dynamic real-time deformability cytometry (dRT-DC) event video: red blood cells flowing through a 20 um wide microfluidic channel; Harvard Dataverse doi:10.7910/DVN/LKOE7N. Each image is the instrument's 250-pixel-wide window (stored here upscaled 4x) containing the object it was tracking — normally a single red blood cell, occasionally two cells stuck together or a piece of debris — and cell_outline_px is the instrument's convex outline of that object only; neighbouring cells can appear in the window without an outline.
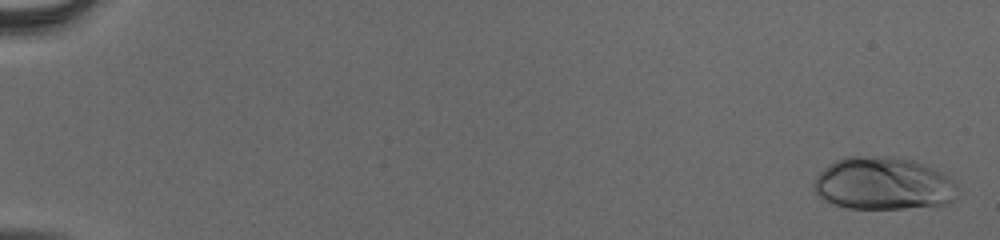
{"species": "human", "species_latin": "Homo sapiens", "temperature_condition": "cold", "stored_images_in_passage": 55, "camera_frame_rate_fps": 3000, "um_per_image_px": 0.085, "donor": {"sex": "male"}, "frame": {"image": 1, "passage_image": 2, "time_ms": 0.333, "image_size_px": [1000, 240], "cell_outline_px": [[956, 184], [952, 200], [948, 204], [904, 208], [848, 208], [824, 200], [812, 188], [812, 184], [816, 176], [828, 164], [844, 156], [892, 156], [916, 160], [948, 176]], "centroid_in_image_um": [75.03, 15.58], "position_along_channel_um": 10.0, "area_um2": 44.04}}
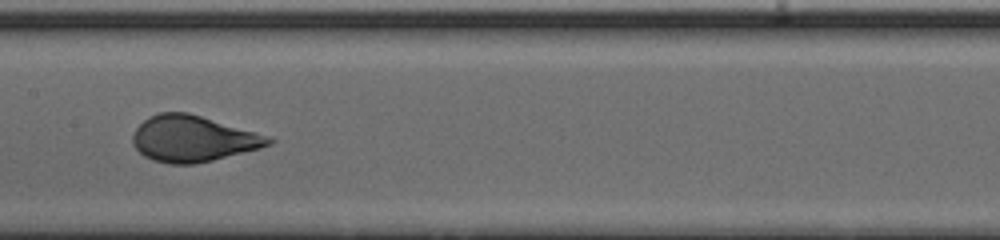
{"frame": {"image": 2, "passage_image": 31, "time_ms": 10.0, "image_size_px": [1000, 240], "cell_outline_px": [[276, 140], [272, 144], [260, 148], [196, 164], [168, 164], [152, 160], [144, 156], [132, 144], [132, 136], [136, 128], [148, 116], [160, 112], [188, 112], [272, 136]], "centroid_in_image_um": [16.42, 11.78], "position_along_channel_um": 191.0, "area_um2": 36.76}}
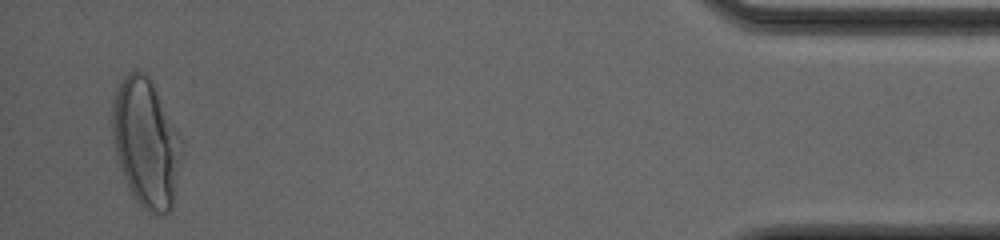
{"frame": {"image": 3, "passage_image": 54, "time_ms": 17.667, "image_size_px": [1000, 240], "cell_outline_px": [[184, 140], [172, 208], [164, 216], [148, 212], [136, 200], [124, 176], [116, 156], [112, 136], [112, 100], [116, 88], [124, 76], [128, 72], [136, 68], [144, 72], [148, 76]], "centroid_in_image_um": [12.42, 12.11], "position_along_channel_um": 422.8, "area_um2": 52.14}, "authors_computed_cell_mechanics": {"area_um2": 37.57, "velocity_mm_per_s": 3.8876, "shape_relaxation_time_tau1_ms": 3.8901, "shape_relaxation_time_tau2_ms": null, "deformation_change_tau1": 0.1824, "deformation_change_tau2": null}}